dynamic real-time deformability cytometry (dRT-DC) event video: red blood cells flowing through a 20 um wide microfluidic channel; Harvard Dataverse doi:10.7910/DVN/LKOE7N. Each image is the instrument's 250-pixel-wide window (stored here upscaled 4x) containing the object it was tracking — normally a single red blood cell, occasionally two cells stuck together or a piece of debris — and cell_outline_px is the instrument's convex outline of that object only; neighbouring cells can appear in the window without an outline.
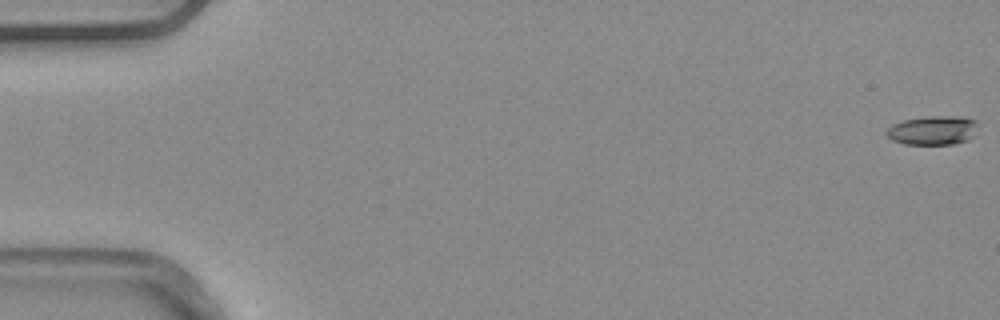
{"species": "common noctule bat (a hibernating species)", "species_latin": "Nyctalus noctula", "temperature_condition": "warm", "stored_images_in_passage": 7, "camera_frame_rate_fps": 3000, "um_per_image_px": 0.085, "animal": {"sex": "male", "body_mass_g": 20.4}, "frame": {"image": 1, "passage_image": 1, "time_ms": 0.0, "image_size_px": [1000, 320], "cell_outline_px": [[980, 124], [972, 136], [968, 140], [952, 144], [904, 144], [892, 140], [884, 132], [892, 124], [904, 120], [928, 116], [964, 116], [976, 120]], "centroid_in_image_um": [79.32, 11.06], "position_along_channel_um": 5.7, "area_um2": 15.66}}
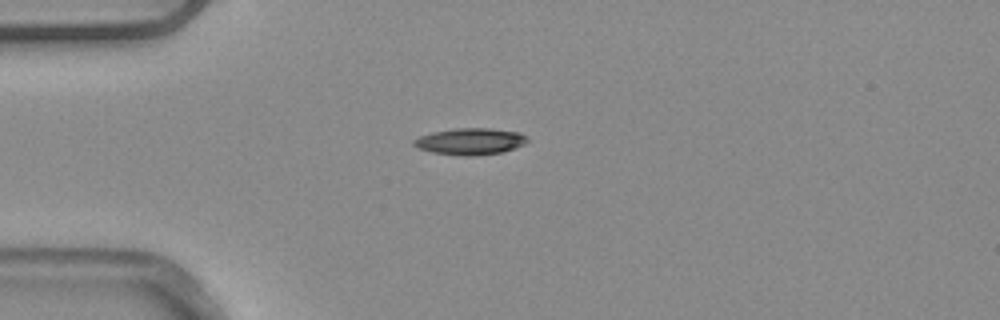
{"frame": {"image": 2, "passage_image": 4, "time_ms": 1.0, "image_size_px": [1000, 320], "cell_outline_px": [[528, 140], [524, 144], [500, 152], [472, 156], [460, 156], [432, 152], [420, 148], [412, 144], [412, 140], [420, 136], [432, 132], [456, 128], [488, 128], [520, 132]], "centroid_in_image_um": [39.93, 12.01], "position_along_channel_um": 45.1, "area_um2": 17.4}}